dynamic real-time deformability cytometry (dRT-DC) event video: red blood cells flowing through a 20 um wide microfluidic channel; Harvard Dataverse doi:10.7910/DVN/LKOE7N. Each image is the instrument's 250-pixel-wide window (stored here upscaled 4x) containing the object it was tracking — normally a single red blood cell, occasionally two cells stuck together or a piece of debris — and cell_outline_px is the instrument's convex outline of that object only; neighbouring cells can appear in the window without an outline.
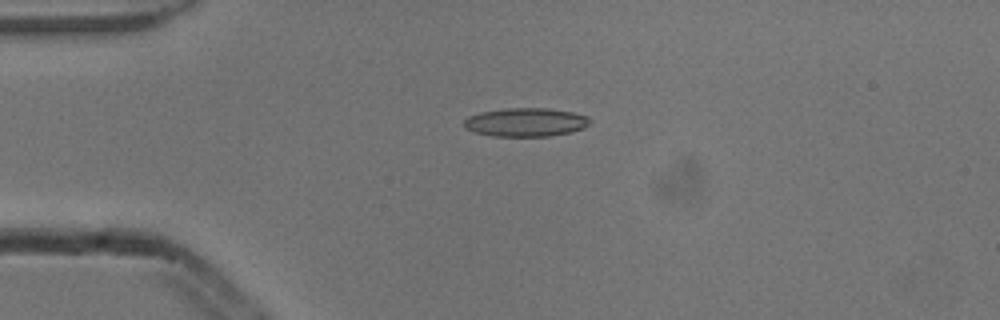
{"species": "common noctule bat (a hibernating species)", "species_latin": "Nyctalus noctula", "temperature_condition": "cold", "stored_images_in_passage": 3, "camera_frame_rate_fps": 3000, "um_per_image_px": 0.085, "animal": {"sex": "male", "body_mass_g": 13.3}, "frame": {"image": 1, "passage_image": 2, "time_ms": 0.333, "image_size_px": [1000, 320], "cell_outline_px": [[588, 124], [584, 128], [572, 132], [548, 136], [492, 136], [476, 132], [464, 128], [464, 120], [468, 116], [480, 112], [508, 108], [548, 108], [572, 112], [588, 116]], "centroid_in_image_um": [44.67, 10.39], "position_along_channel_um": 40.3, "area_um2": 20.92}}